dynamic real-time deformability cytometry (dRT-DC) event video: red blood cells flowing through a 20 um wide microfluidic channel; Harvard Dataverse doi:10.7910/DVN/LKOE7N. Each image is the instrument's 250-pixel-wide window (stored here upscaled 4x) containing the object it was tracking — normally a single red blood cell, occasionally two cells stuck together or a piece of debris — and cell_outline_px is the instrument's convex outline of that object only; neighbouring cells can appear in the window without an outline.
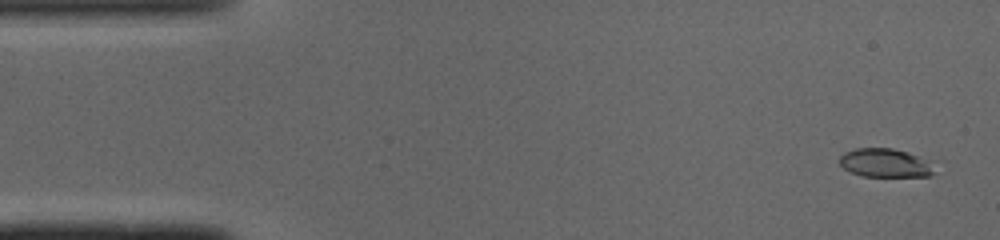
{"species": "common noctule bat (a hibernating species)", "species_latin": "Nyctalus noctula", "temperature_condition": "cold", "stored_images_in_passage": 48, "camera_frame_rate_fps": 3000, "um_per_image_px": 0.085, "animal": {"sex": "male", "body_mass_g": 19.0, "forearm_length_mm": 50.8}, "frame": {"image": 1, "passage_image": 2, "time_ms": 0.333, "image_size_px": [1000, 240], "cell_outline_px": [[936, 164], [932, 172], [928, 176], [860, 176], [844, 168], [840, 164], [840, 156], [844, 152], [856, 148], [892, 148], [908, 152]], "centroid_in_image_um": [75.24, 13.84], "position_along_channel_um": 9.8, "area_um2": 15.78}}
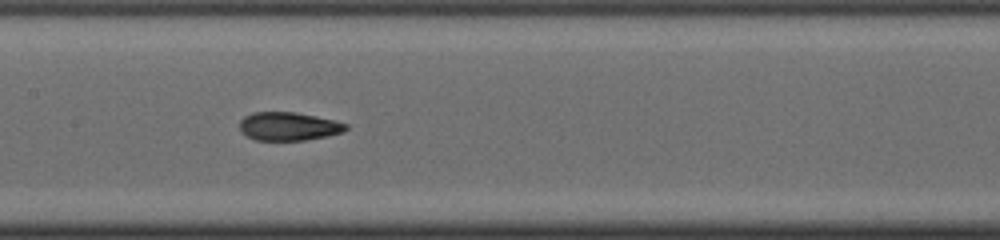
{"frame": {"image": 2, "passage_image": 23, "time_ms": 7.333, "image_size_px": [1000, 240], "cell_outline_px": [[348, 128], [340, 132], [328, 136], [304, 140], [256, 140], [248, 136], [240, 128], [240, 120], [244, 116], [252, 112], [296, 112], [336, 120], [348, 124]], "centroid_in_image_um": [24.55, 10.72], "position_along_channel_um": 182.9, "area_um2": 17.51}}
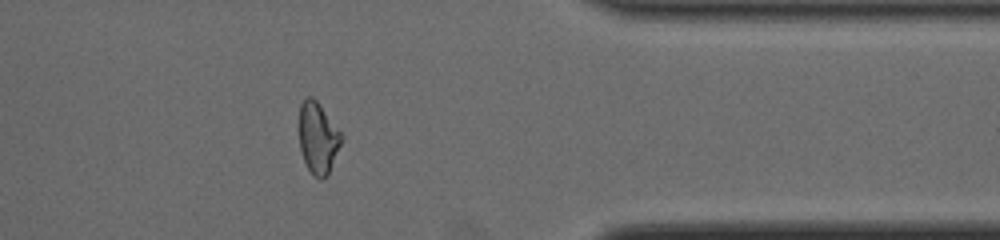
{"frame": {"image": 3, "passage_image": 39, "time_ms": 12.667, "image_size_px": [1000, 240], "cell_outline_px": [[344, 136], [328, 176], [324, 180], [320, 180], [312, 176], [304, 160], [300, 148], [300, 104], [308, 96], [312, 96], [316, 100]], "centroid_in_image_um": [27.05, 11.78], "position_along_channel_um": 384.4, "area_um2": 17.57}, "authors_computed_cell_mechanics": {"area_um2": 17.5712, "velocity_mm_per_s": 4.1106, "shape_relaxation_time_tau1_ms": null, "shape_relaxation_time_tau2_ms": 1.4969, "deformation_change_tau1": null, "deformation_change_tau2": 0.0803}}